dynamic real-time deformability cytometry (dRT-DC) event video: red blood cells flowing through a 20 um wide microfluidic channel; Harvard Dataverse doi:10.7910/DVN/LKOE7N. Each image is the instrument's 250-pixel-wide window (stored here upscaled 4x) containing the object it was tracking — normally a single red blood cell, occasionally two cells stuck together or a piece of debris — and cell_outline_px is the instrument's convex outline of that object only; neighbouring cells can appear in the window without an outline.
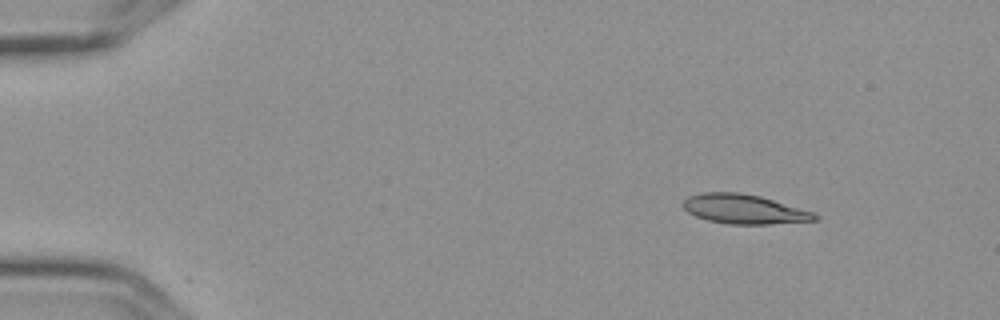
{"species": "Egyptian fruit bat (a non-hibernating species)", "species_latin": "Rousettus aegyptiacus", "temperature_condition": "cold", "stored_images_in_passage": 4, "camera_frame_rate_fps": 3000, "um_per_image_px": 0.085, "frame": {"image": 1, "passage_image": 2, "time_ms": 0.333, "image_size_px": [1000, 320], "cell_outline_px": [[820, 220], [772, 224], [728, 224], [708, 220], [696, 216], [688, 212], [680, 204], [688, 196], [700, 192], [740, 192], [760, 196], [812, 212], [820, 216]], "centroid_in_image_um": [63.23, 17.77], "position_along_channel_um": 21.8, "area_um2": 22.66}}